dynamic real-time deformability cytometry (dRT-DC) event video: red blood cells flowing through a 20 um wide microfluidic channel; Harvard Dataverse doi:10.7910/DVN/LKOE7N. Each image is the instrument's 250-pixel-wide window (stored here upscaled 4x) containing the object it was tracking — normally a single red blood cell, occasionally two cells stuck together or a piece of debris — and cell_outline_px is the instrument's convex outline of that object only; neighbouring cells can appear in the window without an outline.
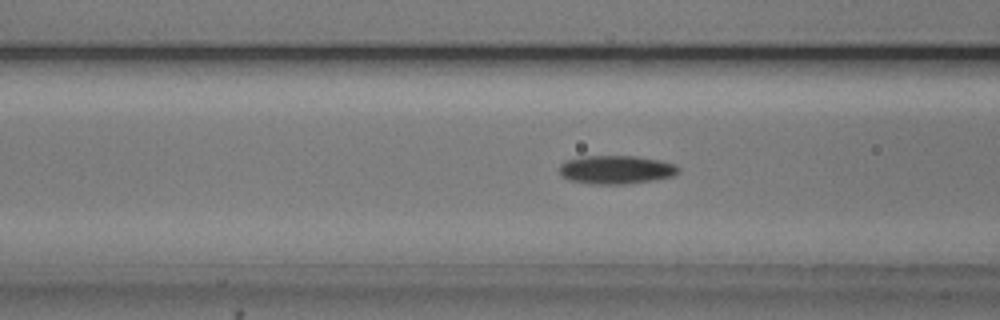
{"species": "common noctule bat (a hibernating species)", "species_latin": "Nyctalus noctula", "temperature_condition": "cold", "stored_images_in_passage": 43, "camera_frame_rate_fps": 3000, "um_per_image_px": 0.085, "animal": {"sex": "male", "body_mass_g": 20.5, "forearm_length_mm": 52.5}, "frame": {"image": 1, "passage_image": 15, "time_ms": 4.667, "image_size_px": [1000, 320], "cell_outline_px": [[680, 172], [672, 176], [652, 180], [624, 184], [588, 184], [568, 180], [560, 176], [560, 164], [564, 160], [580, 156], [636, 156], [660, 160], [676, 164], [680, 168]], "centroid_in_image_um": [52.33, 14.42], "position_along_channel_um": 114.3, "area_um2": 20.06}}
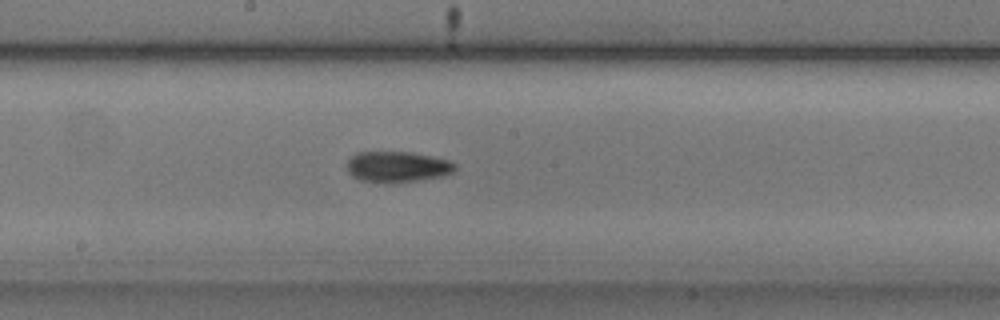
{"frame": {"image": 2, "passage_image": 23, "time_ms": 7.333, "image_size_px": [1000, 320], "cell_outline_px": [[456, 168], [452, 172], [444, 176], [420, 180], [388, 184], [360, 180], [352, 176], [348, 172], [348, 160], [356, 152], [412, 152], [432, 156], [448, 160], [456, 164]], "centroid_in_image_um": [33.78, 14.19], "position_along_channel_um": 214.4, "area_um2": 19.65}}
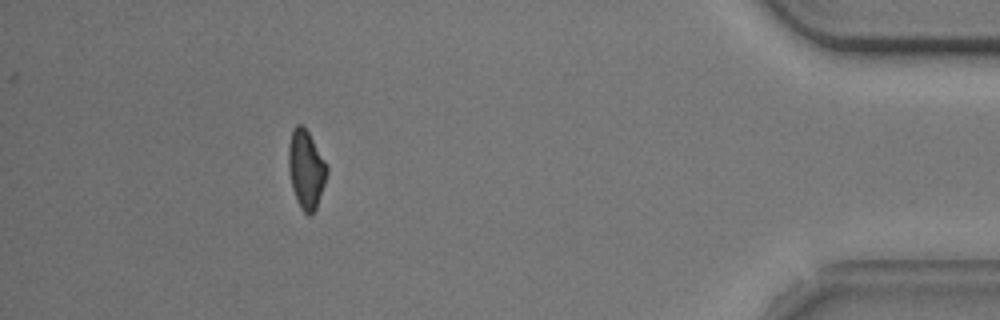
{"frame": {"image": 3, "passage_image": 43, "time_ms": 14.0, "image_size_px": [1000, 320], "cell_outline_px": [[328, 172], [316, 208], [312, 216], [308, 216], [300, 208], [292, 188], [288, 168], [288, 144], [292, 128], [296, 124], [300, 124], [308, 132], [328, 164]], "centroid_in_image_um": [26.01, 14.39], "position_along_channel_um": 409.2, "area_um2": 17.74}, "authors_computed_cell_mechanics": {"area_um2": 18.6694, "velocity_mm_per_s": 3.7431, "shape_relaxation_time_tau1_ms": 4.4543, "shape_relaxation_time_tau2_ms": 8.1038, "deformation_change_tau1": 0.1083, "deformation_change_tau2": 0.1451}}